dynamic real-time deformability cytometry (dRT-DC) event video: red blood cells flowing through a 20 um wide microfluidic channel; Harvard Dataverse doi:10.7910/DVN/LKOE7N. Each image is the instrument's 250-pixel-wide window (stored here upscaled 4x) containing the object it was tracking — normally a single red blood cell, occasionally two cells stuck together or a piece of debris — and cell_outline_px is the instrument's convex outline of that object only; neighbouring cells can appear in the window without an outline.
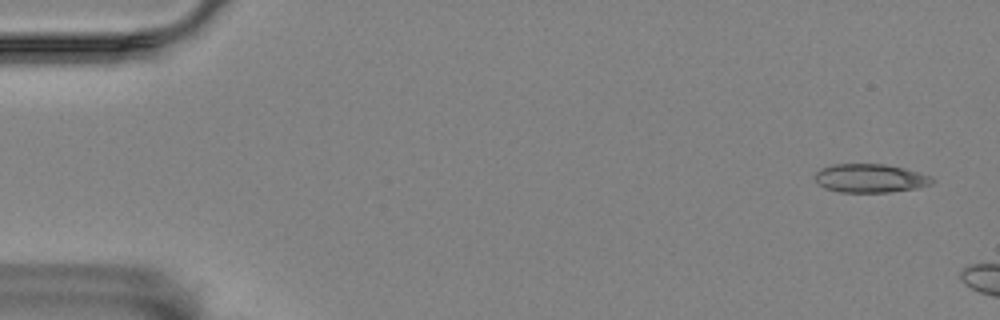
{"species": "Egyptian fruit bat (a non-hibernating species)", "species_latin": "Rousettus aegyptiacus", "temperature_condition": "room temperature", "stored_images_in_passage": 5, "camera_frame_rate_fps": 3000, "um_per_image_px": 0.085, "animal": {"sex": "female"}, "frame": {"image": 1, "passage_image": 1, "time_ms": 0.0, "image_size_px": [1000, 320], "cell_outline_px": [[936, 180], [932, 184], [916, 188], [888, 192], [840, 192], [824, 188], [816, 184], [816, 172], [820, 168], [832, 164], [884, 164], [904, 168], [932, 176]], "centroid_in_image_um": [73.96, 15.15], "position_along_channel_um": 11.0, "area_um2": 19.65}}